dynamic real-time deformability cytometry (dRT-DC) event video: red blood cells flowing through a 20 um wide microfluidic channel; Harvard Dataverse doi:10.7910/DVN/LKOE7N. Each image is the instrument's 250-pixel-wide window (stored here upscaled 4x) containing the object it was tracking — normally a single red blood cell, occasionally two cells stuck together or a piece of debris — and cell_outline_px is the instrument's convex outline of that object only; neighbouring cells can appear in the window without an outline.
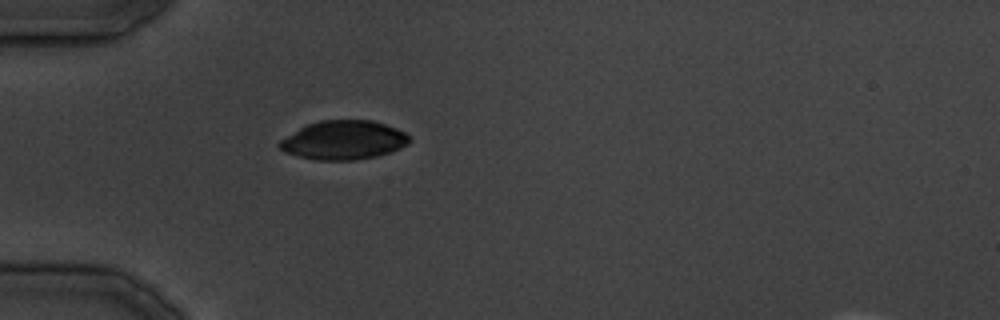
{"species": "common noctule bat (a hibernating species)", "species_latin": "Nyctalus noctula", "temperature_condition": "cold", "stored_images_in_passage": 26, "camera_frame_rate_fps": 3000, "um_per_image_px": 0.085, "animal": {"sex": "male", "body_mass_g": 19.5, "forearm_length_mm": 54.6}, "frame": {"image": 1, "passage_image": 1, "time_ms": 0.0, "image_size_px": [1000, 320], "cell_outline_px": [[412, 140], [408, 144], [400, 148], [376, 156], [352, 160], [312, 160], [284, 152], [276, 144], [280, 140], [300, 128], [308, 124], [320, 120], [372, 120], [396, 128], [412, 136]], "centroid_in_image_um": [29.21, 11.91], "position_along_channel_um": 55.8, "area_um2": 29.48}}
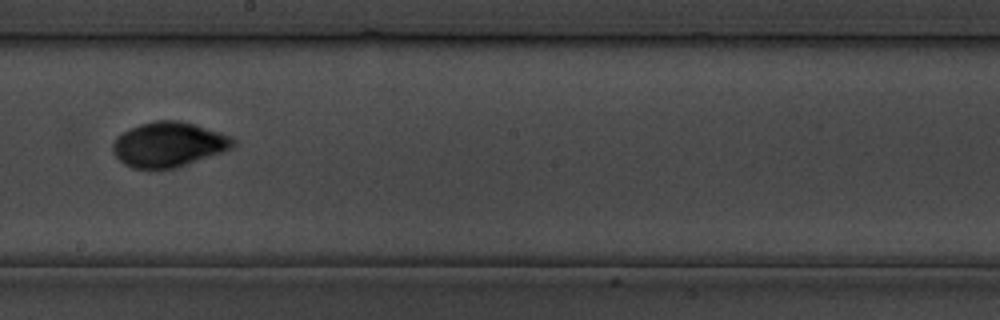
{"frame": {"image": 2, "passage_image": 11, "time_ms": 12.333, "image_size_px": [1000, 320], "cell_outline_px": [[236, 144], [232, 148], [224, 152], [176, 168], [132, 168], [124, 164], [112, 152], [112, 144], [116, 136], [140, 124], [156, 120], [180, 120], [220, 132], [232, 136], [236, 140]], "centroid_in_image_um": [14.36, 12.28], "position_along_channel_um": 233.8, "area_um2": 31.56}}
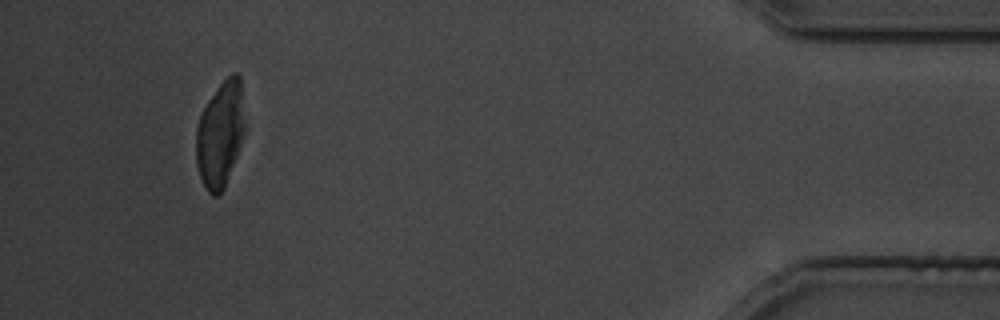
{"frame": {"image": 3, "passage_image": 24, "time_ms": 28.333, "image_size_px": [1000, 320], "cell_outline_px": [[244, 136], [240, 148], [224, 188], [216, 196], [212, 196], [208, 192], [200, 176], [196, 164], [196, 128], [200, 116], [208, 100], [220, 84], [232, 72], [236, 72], [240, 76], [244, 124]], "centroid_in_image_um": [18.72, 11.42], "position_along_channel_um": 416.5, "area_um2": 29.82}}